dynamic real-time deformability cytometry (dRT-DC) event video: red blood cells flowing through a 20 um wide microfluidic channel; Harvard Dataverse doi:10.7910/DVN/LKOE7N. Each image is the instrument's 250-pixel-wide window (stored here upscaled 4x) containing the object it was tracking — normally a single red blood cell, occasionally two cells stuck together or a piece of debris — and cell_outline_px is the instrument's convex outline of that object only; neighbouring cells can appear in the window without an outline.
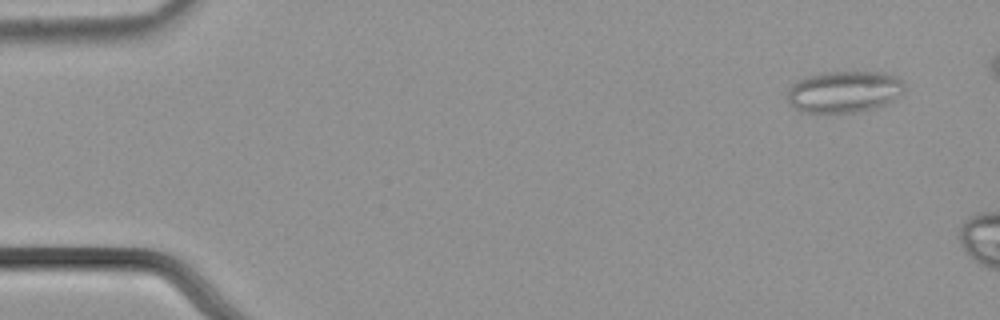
{"species": "common noctule bat (a hibernating species)", "species_latin": "Nyctalus noctula", "temperature_condition": "cold", "stored_images_in_passage": 12, "camera_frame_rate_fps": 3000, "um_per_image_px": 0.085, "animal": {"sex": "male", "body_mass_g": 21.5, "forearm_length_mm": 52.0}, "frame": {"image": 1, "passage_image": 4, "time_ms": 1.0, "image_size_px": [1000, 320], "cell_outline_px": [[904, 88], [900, 92], [884, 104], [872, 108], [852, 112], [804, 112], [796, 108], [788, 100], [788, 88], [792, 84], [804, 76], [828, 72], [884, 72], [896, 76], [904, 84]], "centroid_in_image_um": [71.7, 7.77], "position_along_channel_um": 13.3, "area_um2": 27.8}}